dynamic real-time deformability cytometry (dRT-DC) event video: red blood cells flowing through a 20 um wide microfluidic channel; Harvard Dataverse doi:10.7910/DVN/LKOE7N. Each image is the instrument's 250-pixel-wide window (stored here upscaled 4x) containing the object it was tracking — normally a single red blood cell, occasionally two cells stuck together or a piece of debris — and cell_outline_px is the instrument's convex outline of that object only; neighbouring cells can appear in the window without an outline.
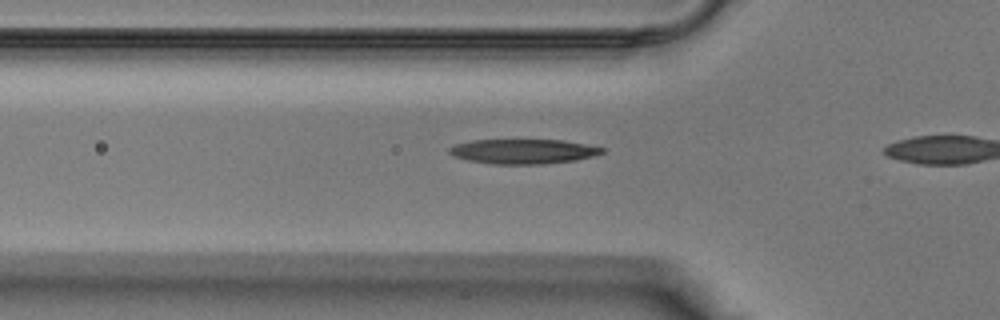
{"species": "Egyptian fruit bat (a non-hibernating species)", "species_latin": "Rousettus aegyptiacus", "temperature_condition": "warm", "stored_images_in_passage": 7, "camera_frame_rate_fps": 3000, "um_per_image_px": 0.085, "animal": {"sex": "male"}, "frame": {"image": 1, "passage_image": 6, "time_ms": 1.667, "image_size_px": [1000, 320], "cell_outline_px": [[604, 152], [592, 156], [576, 160], [540, 164], [492, 164], [468, 160], [452, 156], [448, 152], [448, 148], [456, 144], [472, 140], [564, 140], [604, 148]], "centroid_in_image_um": [44.43, 12.87], "position_along_channel_um": 81.4, "area_um2": 21.91}}